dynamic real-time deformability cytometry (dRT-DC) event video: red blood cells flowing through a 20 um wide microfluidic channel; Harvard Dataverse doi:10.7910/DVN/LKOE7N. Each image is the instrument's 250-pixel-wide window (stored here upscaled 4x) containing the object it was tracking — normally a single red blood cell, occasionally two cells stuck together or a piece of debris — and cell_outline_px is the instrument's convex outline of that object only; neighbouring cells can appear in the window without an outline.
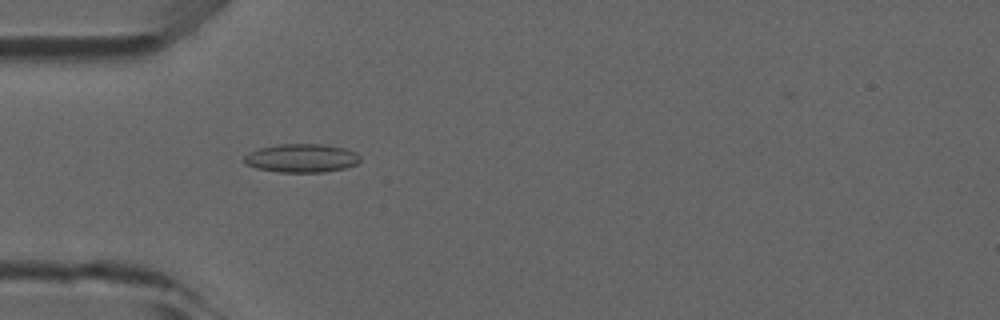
{"species": "common noctule bat (a hibernating species)", "species_latin": "Nyctalus noctula", "temperature_condition": "room temperature", "stored_images_in_passage": 50, "camera_frame_rate_fps": 3000, "um_per_image_px": 0.085, "animal": {"sex": "male", "forearm_length_mm": 52.5}, "frame": {"image": 1, "passage_image": 15, "time_ms": 4.667, "image_size_px": [1000, 320], "cell_outline_px": [[360, 160], [356, 164], [344, 168], [324, 172], [280, 172], [256, 168], [244, 164], [244, 156], [248, 152], [260, 148], [280, 144], [324, 144], [344, 148], [356, 152], [360, 156]], "centroid_in_image_um": [25.62, 13.44], "position_along_channel_um": 59.4, "area_um2": 19.31}}
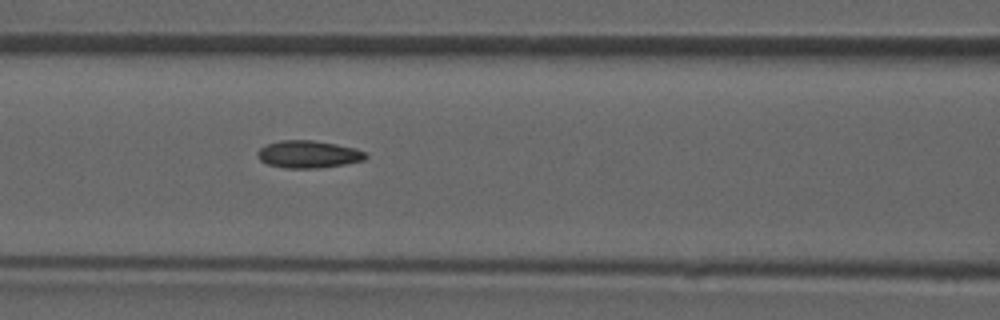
{"frame": {"image": 2, "passage_image": 21, "time_ms": 6.667, "image_size_px": [1000, 320], "cell_outline_px": [[368, 156], [364, 160], [344, 164], [320, 168], [284, 168], [268, 164], [260, 160], [256, 156], [256, 152], [260, 148], [268, 144], [280, 140], [312, 140], [336, 144], [356, 148], [364, 152]], "centroid_in_image_um": [26.19, 13.11], "position_along_channel_um": 140.4, "area_um2": 17.28}}
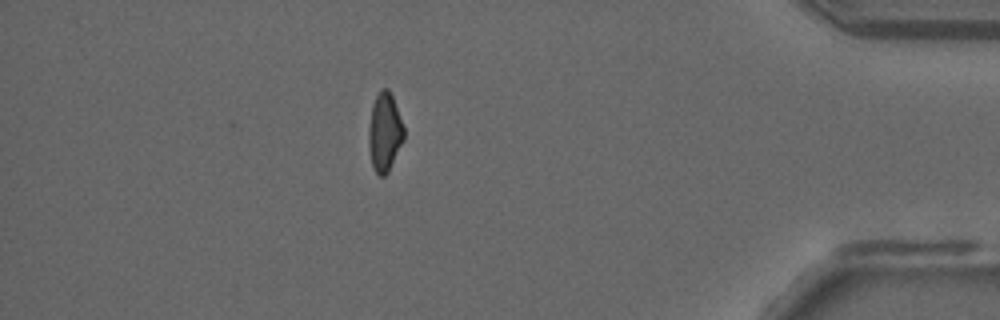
{"frame": {"image": 3, "passage_image": 43, "time_ms": 14.0, "image_size_px": [1000, 320], "cell_outline_px": [[404, 140], [388, 172], [384, 176], [380, 176], [376, 172], [372, 164], [368, 144], [368, 128], [372, 104], [380, 88], [388, 88], [392, 96], [404, 128]], "centroid_in_image_um": [32.68, 11.22], "position_along_channel_um": 402.5, "area_um2": 16.13}}